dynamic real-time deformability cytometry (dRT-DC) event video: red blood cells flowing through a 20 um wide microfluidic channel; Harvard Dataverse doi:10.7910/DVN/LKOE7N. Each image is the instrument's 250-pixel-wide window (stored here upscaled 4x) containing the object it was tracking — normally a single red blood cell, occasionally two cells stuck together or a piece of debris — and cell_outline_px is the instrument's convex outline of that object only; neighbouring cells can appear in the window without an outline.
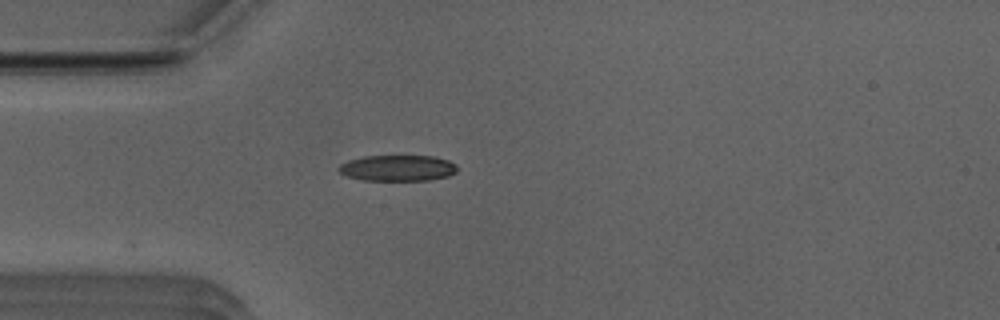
{"species": "Egyptian fruit bat (a non-hibernating species)", "species_latin": "Rousettus aegyptiacus", "temperature_condition": "room temperature", "stored_images_in_passage": 31, "camera_frame_rate_fps": 3000, "um_per_image_px": 0.085, "animal": {"sex": "male"}, "frame": {"image": 1, "passage_image": 1, "time_ms": 0.0, "image_size_px": [1000, 320], "cell_outline_px": [[456, 172], [448, 176], [428, 180], [364, 180], [348, 176], [340, 172], [336, 168], [340, 164], [348, 160], [364, 156], [436, 156], [448, 160], [456, 164]], "centroid_in_image_um": [33.8, 14.27], "position_along_channel_um": 51.2, "area_um2": 17.92}}
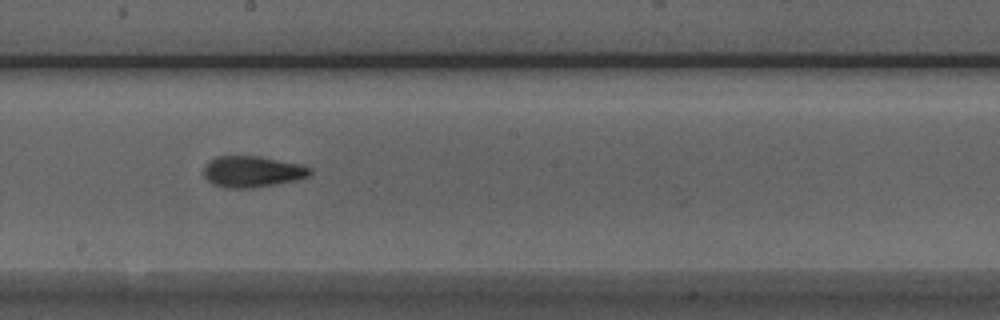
{"frame": {"image": 2, "passage_image": 15, "time_ms": 4.667, "image_size_px": [1000, 320], "cell_outline_px": [[312, 172], [308, 176], [296, 180], [252, 188], [232, 188], [212, 184], [204, 176], [204, 168], [208, 160], [216, 156], [260, 156], [300, 164], [312, 168]], "centroid_in_image_um": [21.44, 14.57], "position_along_channel_um": 226.8, "area_um2": 19.31}}
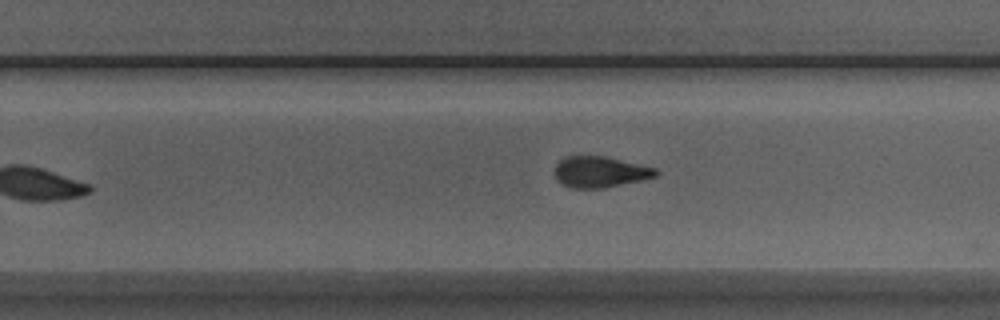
{"frame": {"image": 3, "passage_image": 19, "time_ms": 6.0, "image_size_px": [1000, 320], "cell_outline_px": [[660, 172], [656, 176], [644, 180], [604, 188], [572, 188], [564, 184], [556, 176], [556, 164], [564, 156], [604, 156], [656, 168]], "centroid_in_image_um": [51.05, 14.61], "position_along_channel_um": 278.7, "area_um2": 18.15}, "authors_computed_cell_mechanics": {"area_um2": 18.7272, "velocity_mm_per_s": 3.9105, "shape_relaxation_time_tau1_ms": 4.518, "shape_relaxation_time_tau2_ms": 3.9479, "deformation_change_tau1": 0.1447, "deformation_change_tau2": 0.1304}}